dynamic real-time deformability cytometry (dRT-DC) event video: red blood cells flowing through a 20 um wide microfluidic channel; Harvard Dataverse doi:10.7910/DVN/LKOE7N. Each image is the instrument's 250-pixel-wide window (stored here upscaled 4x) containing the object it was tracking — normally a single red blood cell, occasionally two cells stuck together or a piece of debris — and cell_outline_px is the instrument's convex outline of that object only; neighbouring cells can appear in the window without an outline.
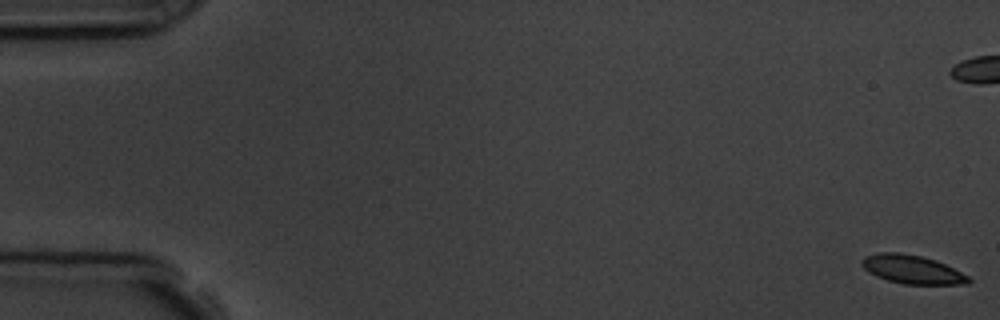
{"species": "common noctule bat (a hibernating species)", "species_latin": "Nyctalus noctula", "temperature_condition": "room temperature", "stored_images_in_passage": 6, "camera_frame_rate_fps": 3000, "um_per_image_px": 0.085, "animal": {"sex": "male", "body_mass_g": 19.5, "forearm_length_mm": 54.6}, "frame": {"image": 1, "passage_image": 6, "time_ms": 6.667, "image_size_px": [1000, 320], "cell_outline_px": [[972, 280], [968, 284], [904, 284], [888, 280], [876, 276], [868, 272], [860, 264], [860, 260], [864, 256], [876, 252], [900, 252], [920, 256], [936, 260], [968, 276]], "centroid_in_image_um": [77.48, 22.89], "position_along_channel_um": 7.5, "area_um2": 17.8}}